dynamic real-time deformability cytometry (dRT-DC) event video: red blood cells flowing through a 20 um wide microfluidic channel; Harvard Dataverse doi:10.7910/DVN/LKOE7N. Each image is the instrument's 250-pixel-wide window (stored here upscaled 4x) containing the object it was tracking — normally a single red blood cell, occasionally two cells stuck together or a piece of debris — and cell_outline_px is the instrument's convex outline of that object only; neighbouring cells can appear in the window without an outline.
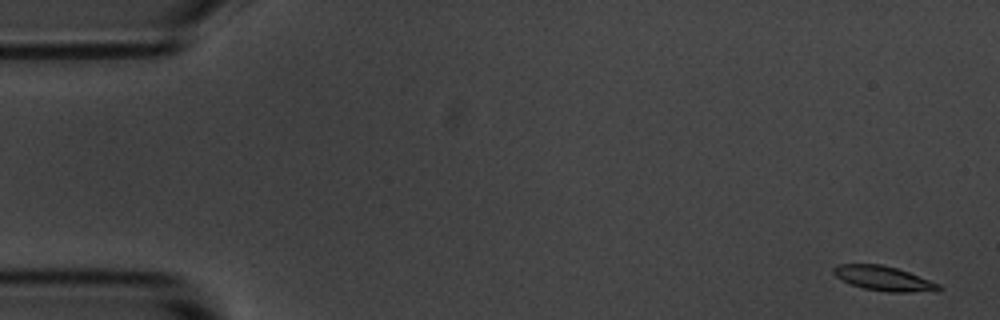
{"species": "common noctule bat (a hibernating species)", "species_latin": "Nyctalus noctula", "temperature_condition": "room temperature", "stored_images_in_passage": 5, "camera_frame_rate_fps": 3000, "um_per_image_px": 0.085, "animal": {"sex": "male", "body_mass_g": 20.1, "forearm_length_mm": 53.5}, "frame": {"image": 1, "passage_image": 1, "time_ms": 0.0, "image_size_px": [1000, 320], "cell_outline_px": [[944, 288], [936, 292], [888, 292], [864, 288], [840, 280], [832, 272], [832, 268], [836, 264], [880, 264], [896, 268], [908, 272], [940, 284]], "centroid_in_image_um": [75.13, 23.67], "position_along_channel_um": 9.9, "area_um2": 15.2}}
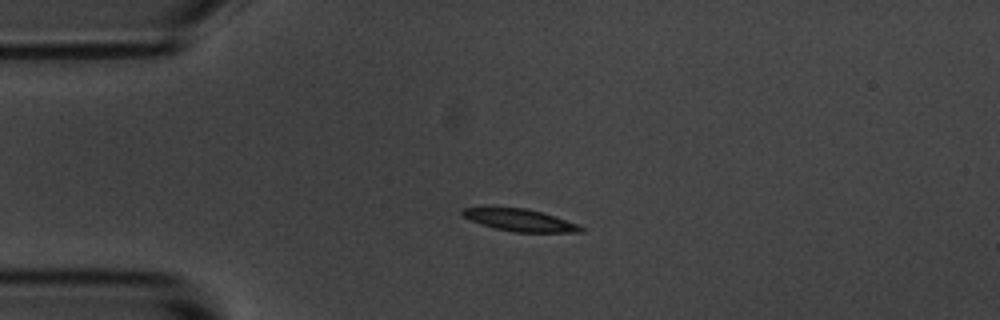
{"frame": {"image": 2, "passage_image": 4, "time_ms": 3.667, "image_size_px": [1000, 320], "cell_outline_px": [[584, 232], [512, 232], [480, 224], [464, 216], [460, 212], [464, 208], [528, 208], [556, 216], [580, 224], [584, 228]], "centroid_in_image_um": [44.28, 18.72], "position_along_channel_um": 40.7, "area_um2": 15.2}}